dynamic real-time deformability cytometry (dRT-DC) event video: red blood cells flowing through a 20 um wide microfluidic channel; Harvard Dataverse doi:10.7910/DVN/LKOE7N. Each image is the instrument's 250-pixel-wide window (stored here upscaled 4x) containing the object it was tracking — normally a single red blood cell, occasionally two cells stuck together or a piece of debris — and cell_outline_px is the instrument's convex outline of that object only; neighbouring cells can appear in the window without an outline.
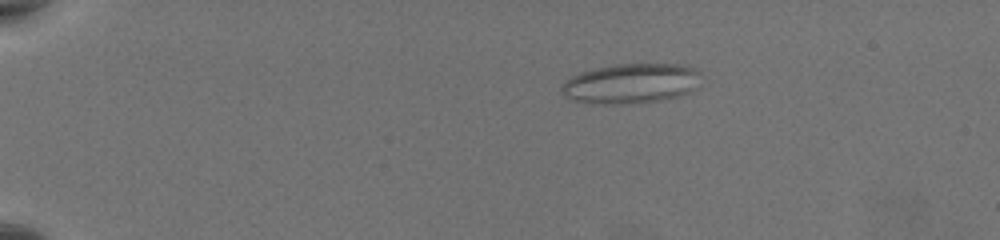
{"species": "common noctule bat (a hibernating species)", "species_latin": "Nyctalus noctula", "temperature_condition": "warm", "stored_images_in_passage": 59, "camera_frame_rate_fps": 3000, "um_per_image_px": 0.085, "animal": {"sex": "female", "body_mass_g": 19.5, "forearm_length_mm": 54.1}, "frame": {"image": 1, "passage_image": 13, "time_ms": 4.0, "image_size_px": [1000, 240], "cell_outline_px": [[700, 88], [680, 96], [656, 100], [628, 104], [600, 104], [572, 100], [564, 96], [560, 88], [560, 84], [572, 76], [584, 72], [616, 64], [688, 64], [700, 72]], "centroid_in_image_um": [53.7, 7.1], "position_along_channel_um": 31.3, "area_um2": 32.66}}
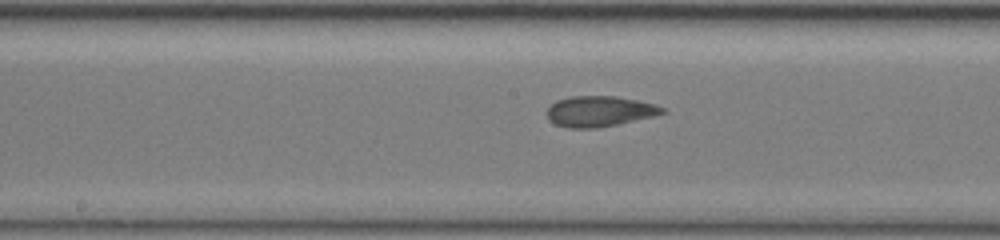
{"frame": {"image": 2, "passage_image": 34, "time_ms": 11.0, "image_size_px": [1000, 240], "cell_outline_px": [[668, 112], [652, 116], [616, 124], [596, 128], [568, 128], [556, 124], [548, 120], [544, 112], [556, 100], [572, 96], [616, 96], [656, 104], [664, 108]], "centroid_in_image_um": [50.92, 9.46], "position_along_channel_um": 197.3, "area_um2": 20.58}}
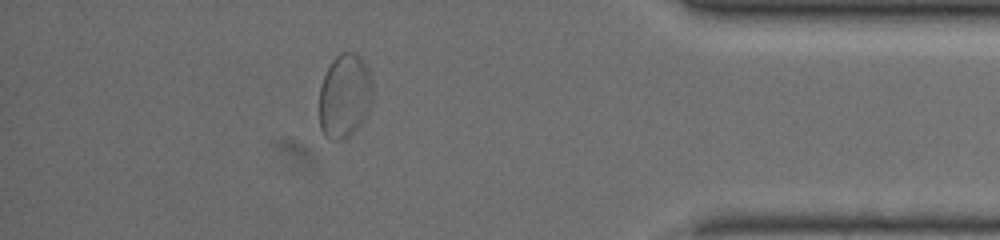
{"frame": {"image": 3, "passage_image": 53, "time_ms": 17.333, "image_size_px": [1000, 240], "cell_outline_px": [[372, 104], [368, 116], [348, 136], [340, 140], [328, 140], [324, 136], [320, 128], [320, 84], [332, 60], [340, 52], [352, 52], [368, 68], [372, 80]], "centroid_in_image_um": [29.3, 8.19], "position_along_channel_um": 405.9, "area_um2": 26.24}, "authors_computed_cell_mechanics": {"area_um2": 26.2412, "velocity_mm_per_s": 3.7477, "shape_relaxation_time_tau1_ms": null, "shape_relaxation_time_tau2_ms": 1.2125, "deformation_change_tau1": null, "deformation_change_tau2": 0.0792}}